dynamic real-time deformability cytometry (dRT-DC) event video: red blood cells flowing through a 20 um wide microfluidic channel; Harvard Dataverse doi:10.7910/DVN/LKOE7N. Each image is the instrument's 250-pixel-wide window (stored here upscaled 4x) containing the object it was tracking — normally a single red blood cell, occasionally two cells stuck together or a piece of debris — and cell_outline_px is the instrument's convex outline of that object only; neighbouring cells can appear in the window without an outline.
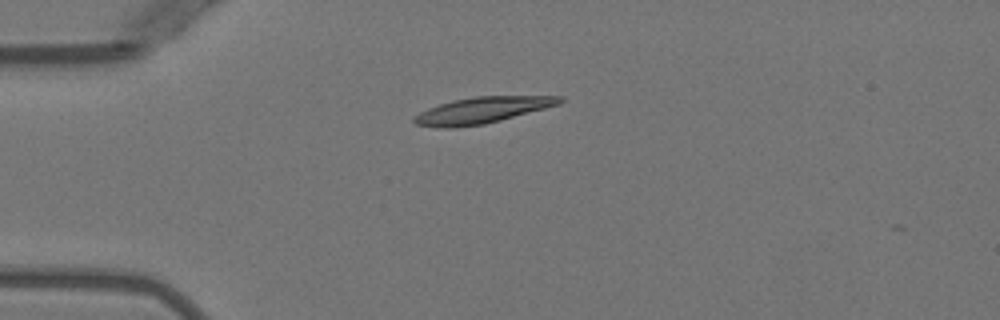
{"species": "Egyptian fruit bat (a non-hibernating species)", "species_latin": "Rousettus aegyptiacus", "temperature_condition": "warm", "stored_images_in_passage": 4, "camera_frame_rate_fps": 3000, "um_per_image_px": 0.085, "animal": {"sex": "female"}, "frame": {"image": 1, "passage_image": 4, "time_ms": 3.667, "image_size_px": [1000, 320], "cell_outline_px": [[564, 100], [560, 104], [500, 120], [484, 124], [452, 128], [440, 128], [416, 124], [412, 120], [420, 112], [428, 108], [452, 100], [476, 96], [564, 96]], "centroid_in_image_um": [40.98, 9.36], "position_along_channel_um": 44.0, "area_um2": 22.08}}